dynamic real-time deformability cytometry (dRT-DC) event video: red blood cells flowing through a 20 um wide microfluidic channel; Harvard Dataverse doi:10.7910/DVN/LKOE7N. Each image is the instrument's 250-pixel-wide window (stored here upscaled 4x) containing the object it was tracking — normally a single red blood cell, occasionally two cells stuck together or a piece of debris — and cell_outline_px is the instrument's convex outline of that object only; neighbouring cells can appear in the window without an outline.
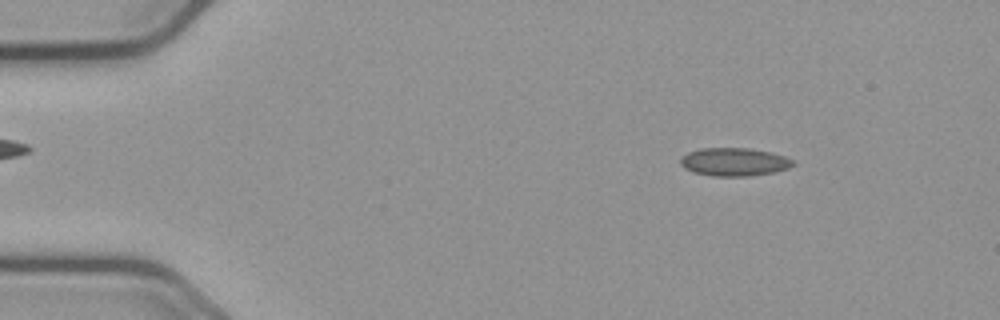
{"species": "common noctule bat (a hibernating species)", "species_latin": "Nyctalus noctula", "temperature_condition": "cold", "stored_images_in_passage": 55, "camera_frame_rate_fps": 3000, "um_per_image_px": 0.085, "animal": {"sex": "male", "body_mass_g": 23.1, "forearm_length_mm": 52.7}, "frame": {"image": 1, "passage_image": 7, "time_ms": 2.0, "image_size_px": [1000, 320], "cell_outline_px": [[796, 164], [788, 168], [772, 172], [748, 176], [712, 176], [692, 172], [684, 168], [680, 164], [680, 160], [688, 152], [700, 148], [748, 148], [772, 152], [796, 160]], "centroid_in_image_um": [62.42, 13.76], "position_along_channel_um": 22.6, "area_um2": 18.55}}
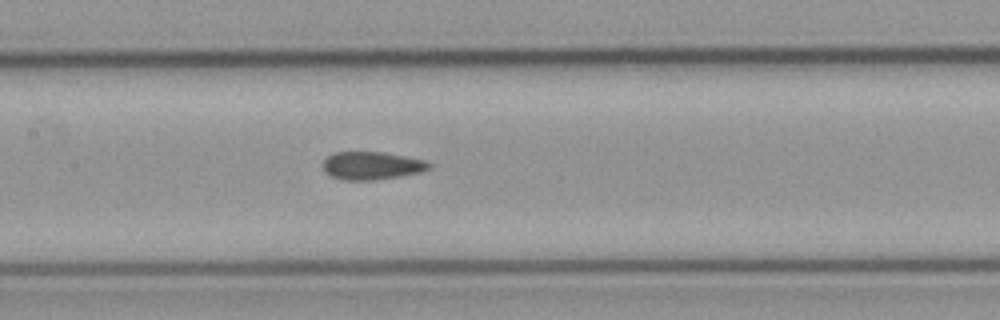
{"frame": {"image": 2, "passage_image": 26, "time_ms": 8.333, "image_size_px": [1000, 320], "cell_outline_px": [[432, 168], [420, 172], [400, 176], [376, 180], [340, 180], [328, 176], [324, 172], [324, 160], [328, 156], [336, 152], [380, 152], [404, 156], [424, 160], [432, 164]], "centroid_in_image_um": [31.58, 14.09], "position_along_channel_um": 175.8, "area_um2": 17.34}}
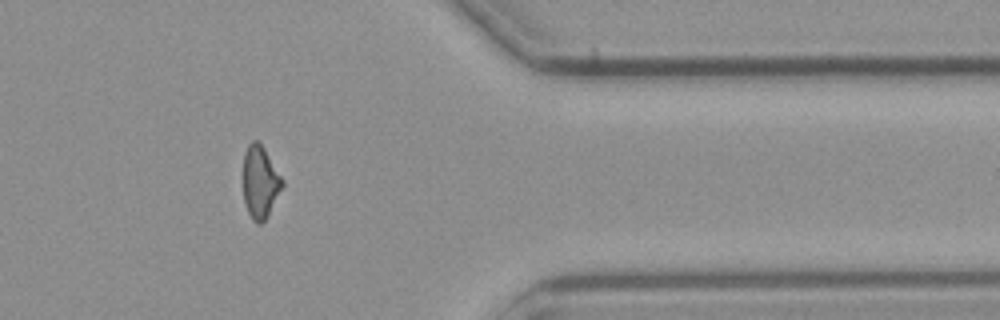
{"frame": {"image": 3, "passage_image": 45, "time_ms": 14.667, "image_size_px": [1000, 320], "cell_outline_px": [[284, 184], [268, 216], [260, 224], [256, 224], [252, 220], [244, 204], [244, 152], [248, 144], [252, 140], [256, 140], [264, 148], [284, 180]], "centroid_in_image_um": [22.12, 15.49], "position_along_channel_um": 389.3, "area_um2": 16.53}, "authors_computed_cell_mechanics": {"area_um2": 17.5134, "velocity_mm_per_s": 3.6838, "shape_relaxation_time_tau1_ms": null, "shape_relaxation_time_tau2_ms": 1.6628, "deformation_change_tau1": null, "deformation_change_tau2": 0.0972}}